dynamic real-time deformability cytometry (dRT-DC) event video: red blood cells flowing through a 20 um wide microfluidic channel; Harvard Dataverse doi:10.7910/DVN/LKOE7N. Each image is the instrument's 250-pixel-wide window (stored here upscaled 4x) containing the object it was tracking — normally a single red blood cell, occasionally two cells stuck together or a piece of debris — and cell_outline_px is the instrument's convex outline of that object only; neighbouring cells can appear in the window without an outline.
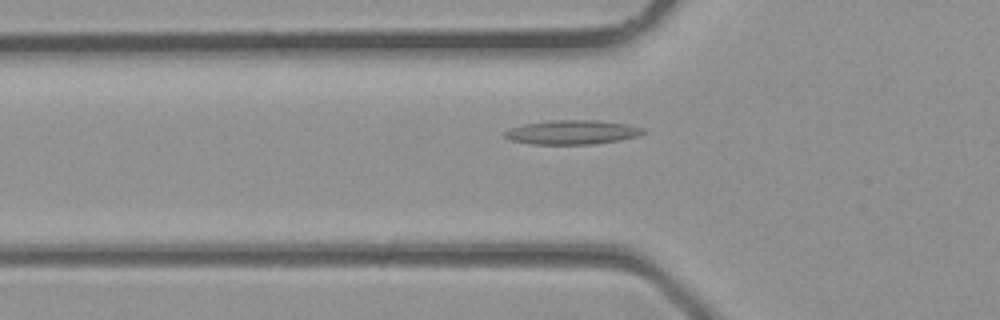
{"species": "common noctule bat (a hibernating species)", "species_latin": "Nyctalus noctula", "temperature_condition": "room temperature", "stored_images_in_passage": 29, "camera_frame_rate_fps": 3000, "um_per_image_px": 0.085, "animal": {"sex": "male", "body_mass_g": 23.1, "forearm_length_mm": 52.7}, "frame": {"image": 1, "passage_image": 6, "time_ms": 1.667, "image_size_px": [1000, 320], "cell_outline_px": [[644, 132], [636, 136], [620, 140], [592, 144], [532, 144], [512, 140], [504, 136], [504, 132], [512, 128], [524, 124], [552, 120], [600, 120], [628, 124], [644, 128]], "centroid_in_image_um": [48.66, 11.23], "position_along_channel_um": 77.1, "area_um2": 19.36}}
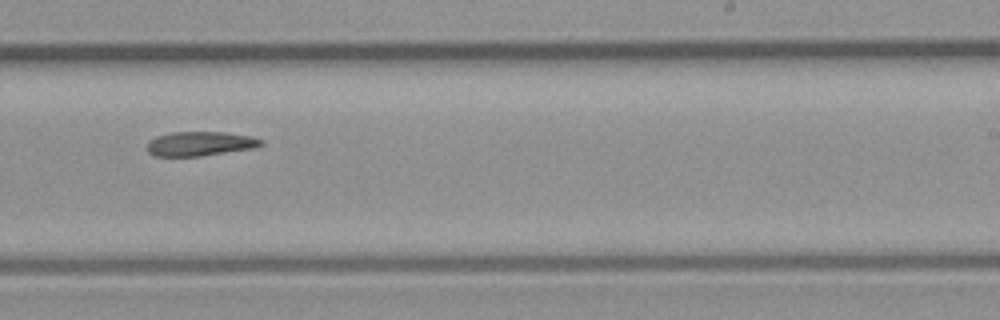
{"frame": {"image": 2, "passage_image": 16, "time_ms": 5.0, "image_size_px": [1000, 320], "cell_outline_px": [[264, 144], [256, 148], [200, 156], [156, 156], [148, 152], [148, 140], [156, 136], [172, 132], [224, 132], [252, 136], [264, 140]], "centroid_in_image_um": [17.05, 12.21], "position_along_channel_um": 272.0, "area_um2": 16.3}}
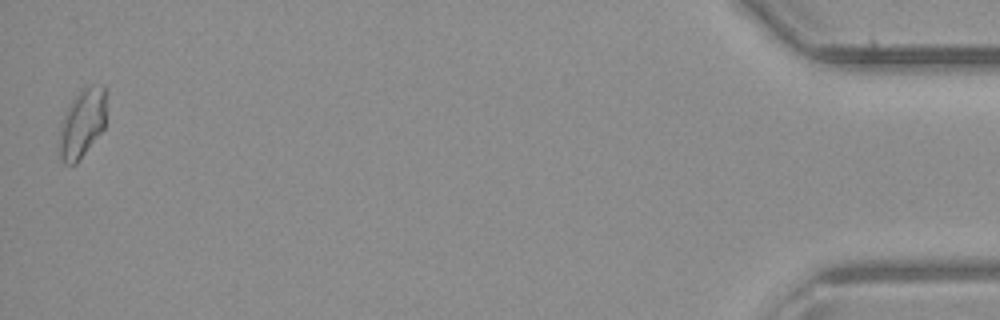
{"frame": {"image": 3, "passage_image": 29, "time_ms": 9.333, "image_size_px": [1000, 320], "cell_outline_px": [[104, 128], [76, 164], [64, 164], [60, 160], [56, 148], [60, 124], [68, 108], [84, 84], [104, 84]], "centroid_in_image_um": [6.92, 10.51], "position_along_channel_um": 428.3, "area_um2": 19.02}}